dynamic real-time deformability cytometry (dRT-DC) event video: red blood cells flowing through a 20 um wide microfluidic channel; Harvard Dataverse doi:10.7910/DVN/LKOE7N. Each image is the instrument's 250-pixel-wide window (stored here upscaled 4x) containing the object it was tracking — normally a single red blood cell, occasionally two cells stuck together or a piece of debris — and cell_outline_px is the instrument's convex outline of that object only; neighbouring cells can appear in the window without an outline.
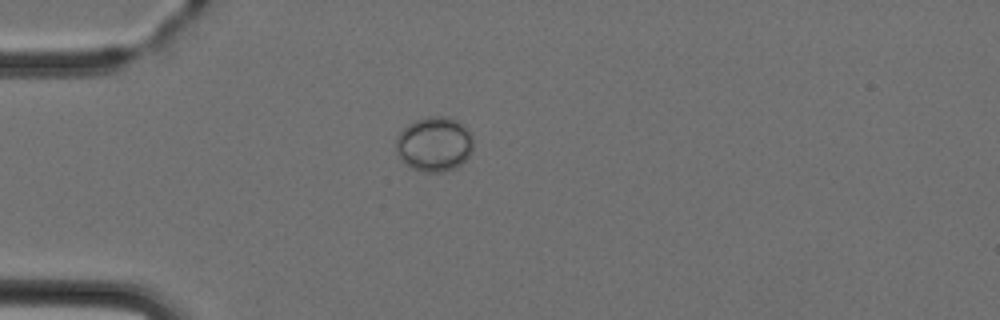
{"species": "Egyptian fruit bat (a non-hibernating species)", "species_latin": "Rousettus aegyptiacus", "temperature_condition": "cold", "stored_images_in_passage": 1, "camera_frame_rate_fps": 3000, "um_per_image_px": 0.085, "animal": {"sex": "female"}, "frame": {"image": 1, "passage_image": 1, "time_ms": 0.0, "image_size_px": [1000, 320], "cell_outline_px": [[472, 152], [456, 168], [444, 172], [424, 172], [412, 168], [404, 164], [400, 160], [396, 148], [396, 136], [408, 124], [416, 120], [428, 116], [448, 116], [460, 120], [472, 132]], "centroid_in_image_um": [36.93, 12.24], "position_along_channel_um": 48.1, "area_um2": 25.09}}